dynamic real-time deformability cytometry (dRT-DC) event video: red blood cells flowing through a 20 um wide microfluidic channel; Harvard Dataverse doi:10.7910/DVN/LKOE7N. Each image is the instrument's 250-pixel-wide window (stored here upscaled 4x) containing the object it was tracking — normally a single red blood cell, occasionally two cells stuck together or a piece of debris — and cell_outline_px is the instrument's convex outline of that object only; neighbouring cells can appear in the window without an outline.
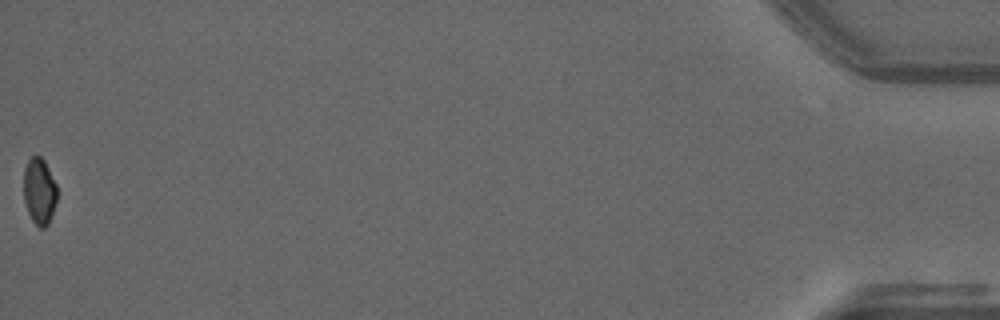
{"species": "common noctule bat (a hibernating species)", "species_latin": "Nyctalus noctula", "temperature_condition": "warm", "stored_images_in_passage": 40, "camera_frame_rate_fps": 3000, "um_per_image_px": 0.085, "animal": {"sex": "male", "forearm_length_mm": 52.5}, "frame": {"image": 1, "passage_image": 40, "time_ms": 13.0, "image_size_px": [1000, 320], "cell_outline_px": [[56, 200], [48, 224], [44, 228], [40, 228], [32, 220], [28, 212], [24, 200], [24, 168], [28, 160], [32, 156], [40, 156], [44, 160], [56, 184]], "centroid_in_image_um": [3.33, 16.24], "position_along_channel_um": 431.9, "area_um2": 12.72}, "authors_computed_cell_mechanics": {"area_um2": 14.6523, "velocity_mm_per_s": 3.7363, "shape_relaxation_time_tau1_ms": null, "shape_relaxation_time_tau2_ms": 1.2286, "deformation_change_tau1": null, "deformation_change_tau2": 0.0481}}